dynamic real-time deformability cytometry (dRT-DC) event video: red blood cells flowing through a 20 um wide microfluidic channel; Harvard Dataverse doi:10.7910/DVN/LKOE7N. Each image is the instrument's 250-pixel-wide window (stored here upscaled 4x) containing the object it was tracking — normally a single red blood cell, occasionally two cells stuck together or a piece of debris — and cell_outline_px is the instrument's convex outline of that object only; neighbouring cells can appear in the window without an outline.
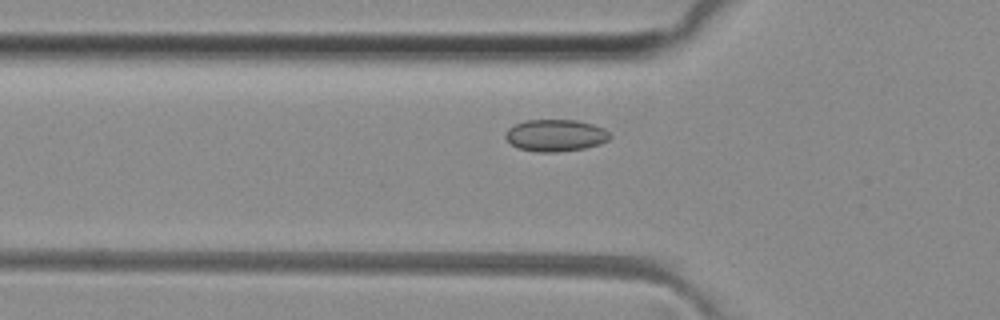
{"species": "common noctule bat (a hibernating species)", "species_latin": "Nyctalus noctula", "temperature_condition": "room temperature", "stored_images_in_passage": 46, "camera_frame_rate_fps": 3000, "um_per_image_px": 0.085, "animal": {"sex": "female", "body_mass_g": 29.2, "forearm_length_mm": 56.3}, "frame": {"image": 1, "passage_image": 17, "time_ms": 5.333, "image_size_px": [1000, 320], "cell_outline_px": [[612, 136], [608, 140], [600, 144], [584, 148], [556, 152], [536, 152], [520, 148], [512, 144], [504, 136], [508, 128], [524, 120], [576, 120], [592, 124], [604, 128]], "centroid_in_image_um": [47.23, 11.5], "position_along_channel_um": 78.6, "area_um2": 19.36}}
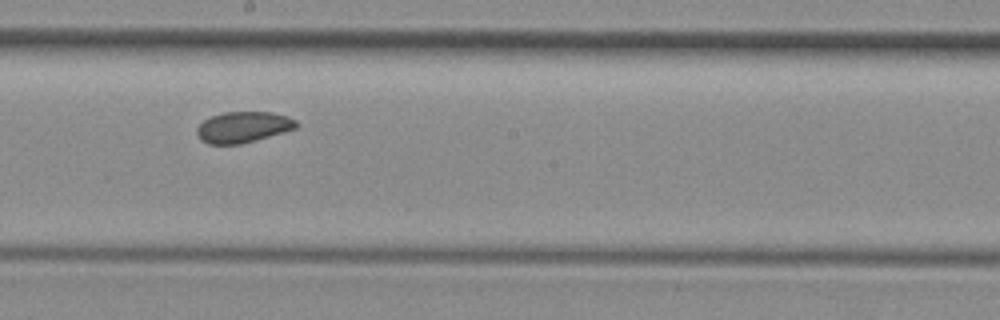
{"frame": {"image": 2, "passage_image": 28, "time_ms": 9.0, "image_size_px": [1000, 320], "cell_outline_px": [[300, 124], [296, 128], [284, 132], [256, 140], [240, 144], [208, 144], [200, 140], [196, 132], [196, 128], [204, 120], [212, 116], [224, 112], [272, 112], [288, 116], [296, 120]], "centroid_in_image_um": [20.68, 10.8], "position_along_channel_um": 227.5, "area_um2": 18.03}}
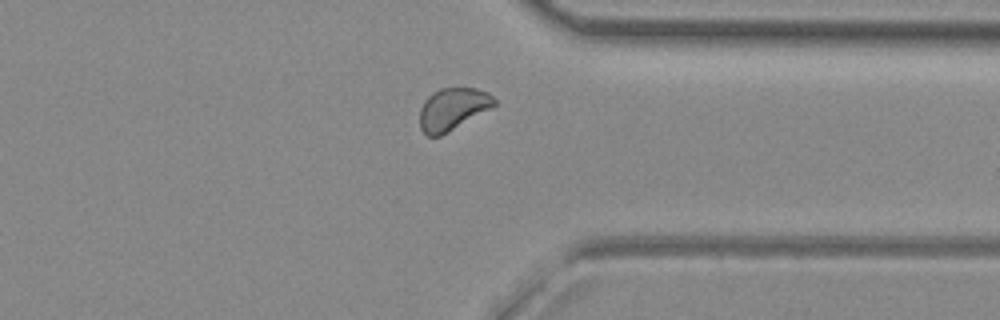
{"frame": {"image": 3, "passage_image": 39, "time_ms": 12.667, "image_size_px": [1000, 320], "cell_outline_px": [[496, 104], [492, 108], [448, 132], [440, 136], [428, 136], [420, 128], [420, 108], [424, 100], [432, 92], [440, 88], [476, 88], [488, 92], [496, 100]], "centroid_in_image_um": [38.48, 9.26], "position_along_channel_um": 372.9, "area_um2": 18.38}}